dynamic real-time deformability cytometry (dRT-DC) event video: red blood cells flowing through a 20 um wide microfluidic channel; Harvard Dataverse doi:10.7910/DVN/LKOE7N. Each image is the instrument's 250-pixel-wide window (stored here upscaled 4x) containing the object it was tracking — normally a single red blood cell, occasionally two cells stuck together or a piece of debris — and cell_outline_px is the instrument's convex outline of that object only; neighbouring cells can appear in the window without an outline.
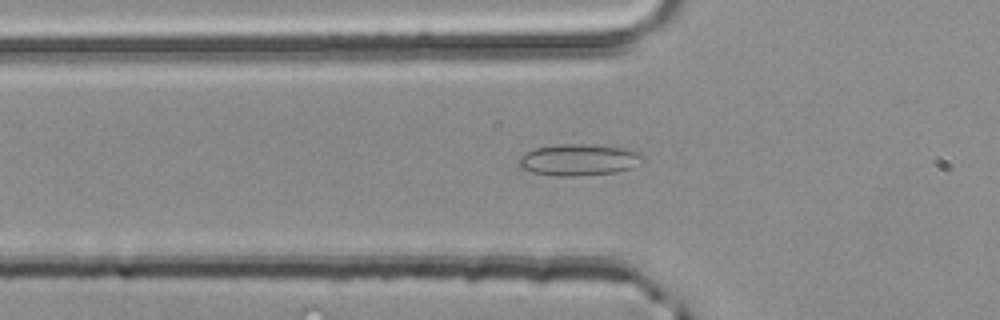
{"species": "common noctule bat (a hibernating species)", "species_latin": "Nyctalus noctula", "temperature_condition": "room temperature", "stored_images_in_passage": 4, "camera_frame_rate_fps": 3000, "um_per_image_px": 0.085, "animal": {"sex": "male", "body_mass_g": 20.4}, "frame": {"image": 1, "passage_image": 4, "time_ms": 1.0, "image_size_px": [1000, 320], "cell_outline_px": [[644, 160], [632, 168], [616, 172], [572, 176], [556, 176], [532, 172], [520, 168], [516, 160], [520, 156], [536, 148], [560, 144], [588, 144], [628, 148], [640, 152], [644, 156]], "centroid_in_image_um": [49.22, 13.58], "position_along_channel_um": 76.6, "area_um2": 22.95}}